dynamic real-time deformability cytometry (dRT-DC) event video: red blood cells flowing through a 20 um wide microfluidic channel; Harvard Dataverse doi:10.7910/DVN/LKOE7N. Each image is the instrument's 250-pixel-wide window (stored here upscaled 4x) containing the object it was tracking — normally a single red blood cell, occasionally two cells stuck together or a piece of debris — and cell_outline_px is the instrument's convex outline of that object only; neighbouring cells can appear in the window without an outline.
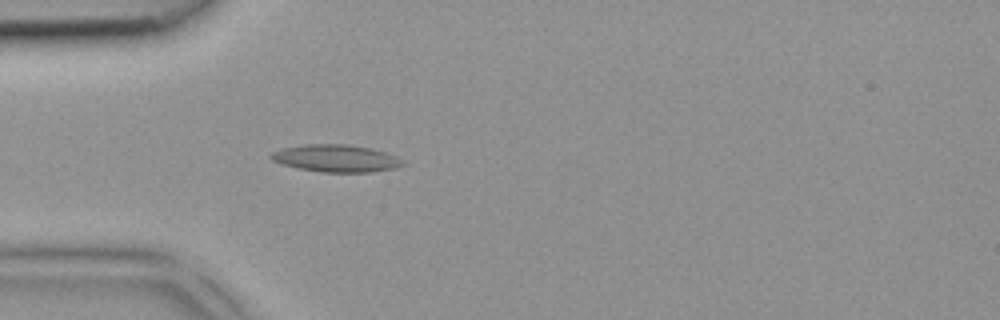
{"species": "common noctule bat (a hibernating species)", "species_latin": "Nyctalus noctula", "temperature_condition": "room temperature", "stored_images_in_passage": 2, "camera_frame_rate_fps": 3000, "um_per_image_px": 0.085, "animal": {"sex": "female", "body_mass_g": 18.4}, "frame": {"image": 1, "passage_image": 2, "time_ms": 0.333, "image_size_px": [1000, 320], "cell_outline_px": [[404, 164], [396, 168], [368, 172], [320, 172], [300, 168], [284, 164], [272, 160], [268, 156], [272, 152], [280, 148], [308, 144], [348, 144], [372, 148], [396, 156], [404, 160]], "centroid_in_image_um": [28.57, 13.45], "position_along_channel_um": 56.4, "area_um2": 20.92}}